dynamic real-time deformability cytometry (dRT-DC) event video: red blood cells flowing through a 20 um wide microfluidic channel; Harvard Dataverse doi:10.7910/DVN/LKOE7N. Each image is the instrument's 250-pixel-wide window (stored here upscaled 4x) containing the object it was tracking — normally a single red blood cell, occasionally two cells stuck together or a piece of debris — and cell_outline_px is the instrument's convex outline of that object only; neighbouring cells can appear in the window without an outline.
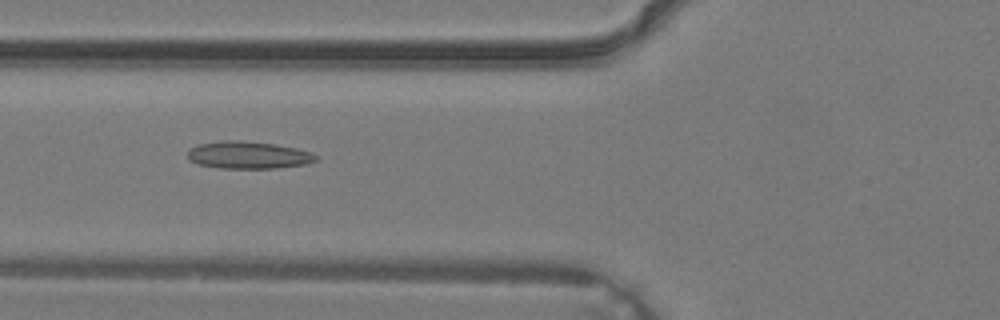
{"species": "common noctule bat (a hibernating species)", "species_latin": "Nyctalus noctula", "temperature_condition": "warm", "stored_images_in_passage": 27, "camera_frame_rate_fps": 3000, "um_per_image_px": 0.085, "animal": {"sex": "male", "body_mass_g": 19.2, "forearm_length_mm": 51.8}, "frame": {"image": 1, "passage_image": 4, "time_ms": 1.0, "image_size_px": [1000, 320], "cell_outline_px": [[320, 156], [316, 160], [308, 164], [276, 168], [220, 168], [196, 164], [188, 160], [188, 148], [200, 144], [224, 140], [240, 140], [276, 144], [296, 148], [312, 152]], "centroid_in_image_um": [21.12, 13.18], "position_along_channel_um": 104.7, "area_um2": 20.69}}
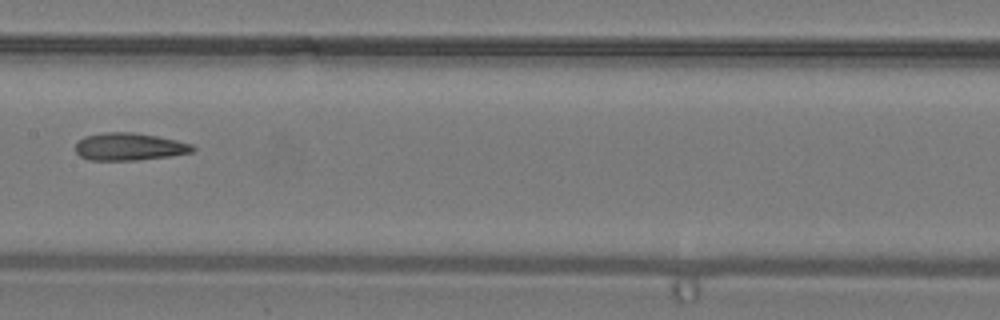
{"frame": {"image": 2, "passage_image": 9, "time_ms": 2.667, "image_size_px": [1000, 320], "cell_outline_px": [[196, 148], [192, 152], [168, 156], [136, 160], [88, 160], [80, 156], [76, 152], [76, 144], [84, 136], [104, 132], [132, 132], [156, 136], [176, 140], [192, 144]], "centroid_in_image_um": [10.97, 12.46], "position_along_channel_um": 196.4, "area_um2": 18.67}}
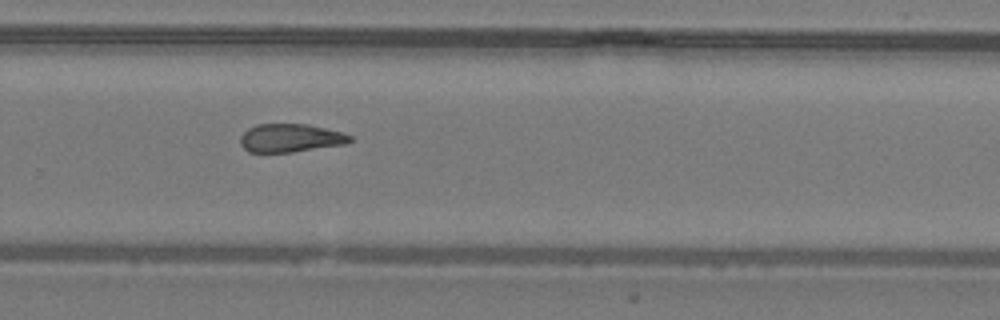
{"frame": {"image": 3, "passage_image": 15, "time_ms": 4.667, "image_size_px": [1000, 320], "cell_outline_px": [[352, 140], [348, 144], [292, 152], [248, 152], [240, 144], [240, 136], [248, 128], [256, 124], [308, 124], [344, 132], [352, 136]], "centroid_in_image_um": [24.72, 11.73], "position_along_channel_um": 305.1, "area_um2": 18.32}}